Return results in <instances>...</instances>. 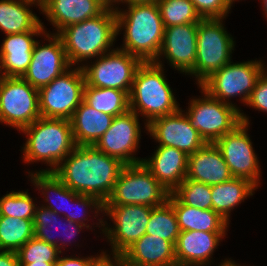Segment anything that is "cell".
I'll list each match as a JSON object with an SVG mask.
<instances>
[{"label":"cell","mask_w":267,"mask_h":266,"mask_svg":"<svg viewBox=\"0 0 267 266\" xmlns=\"http://www.w3.org/2000/svg\"><path fill=\"white\" fill-rule=\"evenodd\" d=\"M33 237V220L0 216V251L17 252Z\"/></svg>","instance_id":"32"},{"label":"cell","mask_w":267,"mask_h":266,"mask_svg":"<svg viewBox=\"0 0 267 266\" xmlns=\"http://www.w3.org/2000/svg\"><path fill=\"white\" fill-rule=\"evenodd\" d=\"M32 2H36L40 7H42V5L47 1V0H29Z\"/></svg>","instance_id":"49"},{"label":"cell","mask_w":267,"mask_h":266,"mask_svg":"<svg viewBox=\"0 0 267 266\" xmlns=\"http://www.w3.org/2000/svg\"><path fill=\"white\" fill-rule=\"evenodd\" d=\"M153 207L145 205H104V215L112 220L113 226H109L105 218L98 219V226L109 245L110 255L105 258L118 259L132 244L146 234Z\"/></svg>","instance_id":"7"},{"label":"cell","mask_w":267,"mask_h":266,"mask_svg":"<svg viewBox=\"0 0 267 266\" xmlns=\"http://www.w3.org/2000/svg\"><path fill=\"white\" fill-rule=\"evenodd\" d=\"M118 260L123 266H177L175 245L150 234H144Z\"/></svg>","instance_id":"22"},{"label":"cell","mask_w":267,"mask_h":266,"mask_svg":"<svg viewBox=\"0 0 267 266\" xmlns=\"http://www.w3.org/2000/svg\"><path fill=\"white\" fill-rule=\"evenodd\" d=\"M57 35L63 43L69 64L82 68L89 59L115 49L116 12L105 8L98 16L67 26Z\"/></svg>","instance_id":"3"},{"label":"cell","mask_w":267,"mask_h":266,"mask_svg":"<svg viewBox=\"0 0 267 266\" xmlns=\"http://www.w3.org/2000/svg\"><path fill=\"white\" fill-rule=\"evenodd\" d=\"M142 62L139 57L117 47L82 66L85 85L118 89L130 95L135 73Z\"/></svg>","instance_id":"11"},{"label":"cell","mask_w":267,"mask_h":266,"mask_svg":"<svg viewBox=\"0 0 267 266\" xmlns=\"http://www.w3.org/2000/svg\"><path fill=\"white\" fill-rule=\"evenodd\" d=\"M263 3V4H262ZM261 5L263 6L262 11H264V15L267 18V0H262Z\"/></svg>","instance_id":"48"},{"label":"cell","mask_w":267,"mask_h":266,"mask_svg":"<svg viewBox=\"0 0 267 266\" xmlns=\"http://www.w3.org/2000/svg\"><path fill=\"white\" fill-rule=\"evenodd\" d=\"M153 153L148 159H142V164L169 193H172L186 178L188 155L169 146H157Z\"/></svg>","instance_id":"21"},{"label":"cell","mask_w":267,"mask_h":266,"mask_svg":"<svg viewBox=\"0 0 267 266\" xmlns=\"http://www.w3.org/2000/svg\"><path fill=\"white\" fill-rule=\"evenodd\" d=\"M246 105L267 113V70L258 78Z\"/></svg>","instance_id":"40"},{"label":"cell","mask_w":267,"mask_h":266,"mask_svg":"<svg viewBox=\"0 0 267 266\" xmlns=\"http://www.w3.org/2000/svg\"><path fill=\"white\" fill-rule=\"evenodd\" d=\"M16 253L19 263L57 262L62 254L57 246L35 237L28 240Z\"/></svg>","instance_id":"37"},{"label":"cell","mask_w":267,"mask_h":266,"mask_svg":"<svg viewBox=\"0 0 267 266\" xmlns=\"http://www.w3.org/2000/svg\"><path fill=\"white\" fill-rule=\"evenodd\" d=\"M225 259L224 261L222 260V262H220V264L218 266H241L239 263H236L235 260L233 259ZM243 266V265H242Z\"/></svg>","instance_id":"47"},{"label":"cell","mask_w":267,"mask_h":266,"mask_svg":"<svg viewBox=\"0 0 267 266\" xmlns=\"http://www.w3.org/2000/svg\"><path fill=\"white\" fill-rule=\"evenodd\" d=\"M164 70L163 66L148 61L142 62L135 73L129 95V110L144 118L146 131L153 119L173 114L180 109Z\"/></svg>","instance_id":"5"},{"label":"cell","mask_w":267,"mask_h":266,"mask_svg":"<svg viewBox=\"0 0 267 266\" xmlns=\"http://www.w3.org/2000/svg\"><path fill=\"white\" fill-rule=\"evenodd\" d=\"M197 30L198 23L165 27L161 49L154 62L164 66L161 59L165 58L168 65L187 75L195 66Z\"/></svg>","instance_id":"18"},{"label":"cell","mask_w":267,"mask_h":266,"mask_svg":"<svg viewBox=\"0 0 267 266\" xmlns=\"http://www.w3.org/2000/svg\"><path fill=\"white\" fill-rule=\"evenodd\" d=\"M104 9L99 0H47L40 12L58 34L67 26L98 16Z\"/></svg>","instance_id":"24"},{"label":"cell","mask_w":267,"mask_h":266,"mask_svg":"<svg viewBox=\"0 0 267 266\" xmlns=\"http://www.w3.org/2000/svg\"><path fill=\"white\" fill-rule=\"evenodd\" d=\"M98 266H123L118 259L105 258Z\"/></svg>","instance_id":"44"},{"label":"cell","mask_w":267,"mask_h":266,"mask_svg":"<svg viewBox=\"0 0 267 266\" xmlns=\"http://www.w3.org/2000/svg\"><path fill=\"white\" fill-rule=\"evenodd\" d=\"M27 174L35 188L41 192V195H44L43 202L46 204L41 206L68 219V206L69 202H72V190L53 172H38L36 170L34 172L29 171ZM50 194L55 198H52Z\"/></svg>","instance_id":"30"},{"label":"cell","mask_w":267,"mask_h":266,"mask_svg":"<svg viewBox=\"0 0 267 266\" xmlns=\"http://www.w3.org/2000/svg\"><path fill=\"white\" fill-rule=\"evenodd\" d=\"M226 235L196 230L180 232L175 245L177 266H211L212 255Z\"/></svg>","instance_id":"20"},{"label":"cell","mask_w":267,"mask_h":266,"mask_svg":"<svg viewBox=\"0 0 267 266\" xmlns=\"http://www.w3.org/2000/svg\"><path fill=\"white\" fill-rule=\"evenodd\" d=\"M55 226L65 227V229L61 228L62 229L61 232L63 236H66L65 239L67 240L63 239L64 240L63 241L60 238L56 239L55 237H53L54 233H52V231L53 230L55 231L58 228V227L56 228ZM33 227H34L35 238L57 246L58 250L61 253H63L62 252L63 249H64L63 251H65L67 246L72 243L71 238L76 237L77 234L81 233L80 232L81 229L83 230L84 228L88 229V227L82 224L76 223V222H72L63 216L61 217L55 211L45 208L43 206L36 207V211H35L34 219H33Z\"/></svg>","instance_id":"26"},{"label":"cell","mask_w":267,"mask_h":266,"mask_svg":"<svg viewBox=\"0 0 267 266\" xmlns=\"http://www.w3.org/2000/svg\"><path fill=\"white\" fill-rule=\"evenodd\" d=\"M100 3L106 8V9H112V10H116L119 9V4L122 3V5H124V0H99ZM118 5L117 7L115 5Z\"/></svg>","instance_id":"43"},{"label":"cell","mask_w":267,"mask_h":266,"mask_svg":"<svg viewBox=\"0 0 267 266\" xmlns=\"http://www.w3.org/2000/svg\"><path fill=\"white\" fill-rule=\"evenodd\" d=\"M159 0H124L125 6L132 5V4H142V3H153L158 2Z\"/></svg>","instance_id":"45"},{"label":"cell","mask_w":267,"mask_h":266,"mask_svg":"<svg viewBox=\"0 0 267 266\" xmlns=\"http://www.w3.org/2000/svg\"><path fill=\"white\" fill-rule=\"evenodd\" d=\"M28 191H7L0 198V216L33 220L38 204H35Z\"/></svg>","instance_id":"35"},{"label":"cell","mask_w":267,"mask_h":266,"mask_svg":"<svg viewBox=\"0 0 267 266\" xmlns=\"http://www.w3.org/2000/svg\"><path fill=\"white\" fill-rule=\"evenodd\" d=\"M41 7L29 0H0V30L9 34L32 31L42 20L33 13L31 7Z\"/></svg>","instance_id":"29"},{"label":"cell","mask_w":267,"mask_h":266,"mask_svg":"<svg viewBox=\"0 0 267 266\" xmlns=\"http://www.w3.org/2000/svg\"><path fill=\"white\" fill-rule=\"evenodd\" d=\"M184 112V113H183ZM147 133L158 146H169L183 151L188 156L206 142L201 138L182 108L177 112L157 117L147 125Z\"/></svg>","instance_id":"17"},{"label":"cell","mask_w":267,"mask_h":266,"mask_svg":"<svg viewBox=\"0 0 267 266\" xmlns=\"http://www.w3.org/2000/svg\"><path fill=\"white\" fill-rule=\"evenodd\" d=\"M157 5L164 28L198 23L202 19L190 0H159Z\"/></svg>","instance_id":"34"},{"label":"cell","mask_w":267,"mask_h":266,"mask_svg":"<svg viewBox=\"0 0 267 266\" xmlns=\"http://www.w3.org/2000/svg\"><path fill=\"white\" fill-rule=\"evenodd\" d=\"M141 128L139 116L131 110L115 116L109 129L93 145L97 150L118 158L125 165L141 163L136 157L140 148Z\"/></svg>","instance_id":"15"},{"label":"cell","mask_w":267,"mask_h":266,"mask_svg":"<svg viewBox=\"0 0 267 266\" xmlns=\"http://www.w3.org/2000/svg\"><path fill=\"white\" fill-rule=\"evenodd\" d=\"M57 262H43V263H20V266H56Z\"/></svg>","instance_id":"46"},{"label":"cell","mask_w":267,"mask_h":266,"mask_svg":"<svg viewBox=\"0 0 267 266\" xmlns=\"http://www.w3.org/2000/svg\"><path fill=\"white\" fill-rule=\"evenodd\" d=\"M83 101L95 110L118 116L129 110V95L113 88H97L85 85Z\"/></svg>","instance_id":"31"},{"label":"cell","mask_w":267,"mask_h":266,"mask_svg":"<svg viewBox=\"0 0 267 266\" xmlns=\"http://www.w3.org/2000/svg\"><path fill=\"white\" fill-rule=\"evenodd\" d=\"M223 20L208 18L198 22L195 66L187 74L196 78L197 86L232 60L235 41Z\"/></svg>","instance_id":"6"},{"label":"cell","mask_w":267,"mask_h":266,"mask_svg":"<svg viewBox=\"0 0 267 266\" xmlns=\"http://www.w3.org/2000/svg\"><path fill=\"white\" fill-rule=\"evenodd\" d=\"M200 90L202 98L193 97L185 113L201 138L206 143H215L242 123L241 112L234 106L212 98L201 88Z\"/></svg>","instance_id":"10"},{"label":"cell","mask_w":267,"mask_h":266,"mask_svg":"<svg viewBox=\"0 0 267 266\" xmlns=\"http://www.w3.org/2000/svg\"><path fill=\"white\" fill-rule=\"evenodd\" d=\"M124 165L94 146H76L53 173L72 191L105 203Z\"/></svg>","instance_id":"1"},{"label":"cell","mask_w":267,"mask_h":266,"mask_svg":"<svg viewBox=\"0 0 267 266\" xmlns=\"http://www.w3.org/2000/svg\"><path fill=\"white\" fill-rule=\"evenodd\" d=\"M113 118L82 101L70 119L76 146H93L109 129Z\"/></svg>","instance_id":"25"},{"label":"cell","mask_w":267,"mask_h":266,"mask_svg":"<svg viewBox=\"0 0 267 266\" xmlns=\"http://www.w3.org/2000/svg\"><path fill=\"white\" fill-rule=\"evenodd\" d=\"M258 187L245 178L233 177L231 180L212 185V209L230 223L231 212L244 202L247 197L253 196Z\"/></svg>","instance_id":"28"},{"label":"cell","mask_w":267,"mask_h":266,"mask_svg":"<svg viewBox=\"0 0 267 266\" xmlns=\"http://www.w3.org/2000/svg\"><path fill=\"white\" fill-rule=\"evenodd\" d=\"M107 252L104 250L97 255H89L86 257L79 256H63L59 255L56 266H98L104 259Z\"/></svg>","instance_id":"41"},{"label":"cell","mask_w":267,"mask_h":266,"mask_svg":"<svg viewBox=\"0 0 267 266\" xmlns=\"http://www.w3.org/2000/svg\"><path fill=\"white\" fill-rule=\"evenodd\" d=\"M169 192L141 163L124 165L104 205H163Z\"/></svg>","instance_id":"9"},{"label":"cell","mask_w":267,"mask_h":266,"mask_svg":"<svg viewBox=\"0 0 267 266\" xmlns=\"http://www.w3.org/2000/svg\"><path fill=\"white\" fill-rule=\"evenodd\" d=\"M71 204L74 205L75 208L77 207V211H79V212H77V211L74 212L73 210H72L73 212H70L71 210H69L68 211V220L82 224V225L88 227V230L89 229L93 230L91 223L87 224L90 221V220H88V215L90 217L89 212L95 213L94 217H93L95 219L97 217L99 218L100 213H102V215L104 214V203L101 202L98 198H96L94 196L78 194V193L72 191V202H69V205H71ZM88 209H89V211H88ZM92 210H94V211H92Z\"/></svg>","instance_id":"38"},{"label":"cell","mask_w":267,"mask_h":266,"mask_svg":"<svg viewBox=\"0 0 267 266\" xmlns=\"http://www.w3.org/2000/svg\"><path fill=\"white\" fill-rule=\"evenodd\" d=\"M233 178L226 161L214 143H205L188 156V170L185 179L210 186Z\"/></svg>","instance_id":"23"},{"label":"cell","mask_w":267,"mask_h":266,"mask_svg":"<svg viewBox=\"0 0 267 266\" xmlns=\"http://www.w3.org/2000/svg\"><path fill=\"white\" fill-rule=\"evenodd\" d=\"M0 266H20L16 252L0 251Z\"/></svg>","instance_id":"42"},{"label":"cell","mask_w":267,"mask_h":266,"mask_svg":"<svg viewBox=\"0 0 267 266\" xmlns=\"http://www.w3.org/2000/svg\"><path fill=\"white\" fill-rule=\"evenodd\" d=\"M84 87L82 68L71 66L51 83L38 89L40 115L70 120L83 101Z\"/></svg>","instance_id":"13"},{"label":"cell","mask_w":267,"mask_h":266,"mask_svg":"<svg viewBox=\"0 0 267 266\" xmlns=\"http://www.w3.org/2000/svg\"><path fill=\"white\" fill-rule=\"evenodd\" d=\"M202 19L223 18L225 19L231 10L227 0H190Z\"/></svg>","instance_id":"39"},{"label":"cell","mask_w":267,"mask_h":266,"mask_svg":"<svg viewBox=\"0 0 267 266\" xmlns=\"http://www.w3.org/2000/svg\"><path fill=\"white\" fill-rule=\"evenodd\" d=\"M116 9L117 36L123 33L120 50L139 57L143 62L155 61L164 36V25L157 2L132 4Z\"/></svg>","instance_id":"2"},{"label":"cell","mask_w":267,"mask_h":266,"mask_svg":"<svg viewBox=\"0 0 267 266\" xmlns=\"http://www.w3.org/2000/svg\"><path fill=\"white\" fill-rule=\"evenodd\" d=\"M172 194L182 203L203 210L212 209L211 186L185 179Z\"/></svg>","instance_id":"36"},{"label":"cell","mask_w":267,"mask_h":266,"mask_svg":"<svg viewBox=\"0 0 267 266\" xmlns=\"http://www.w3.org/2000/svg\"><path fill=\"white\" fill-rule=\"evenodd\" d=\"M48 32L46 31L42 37L49 43L41 44L40 40L36 42L31 62L22 76L37 89L48 85L71 67L60 37L54 32Z\"/></svg>","instance_id":"16"},{"label":"cell","mask_w":267,"mask_h":266,"mask_svg":"<svg viewBox=\"0 0 267 266\" xmlns=\"http://www.w3.org/2000/svg\"><path fill=\"white\" fill-rule=\"evenodd\" d=\"M174 208L180 232H228L229 222L213 209L203 210L182 204L172 193L167 200Z\"/></svg>","instance_id":"27"},{"label":"cell","mask_w":267,"mask_h":266,"mask_svg":"<svg viewBox=\"0 0 267 266\" xmlns=\"http://www.w3.org/2000/svg\"><path fill=\"white\" fill-rule=\"evenodd\" d=\"M146 234L155 235L176 245L180 229L174 208L168 201L152 208Z\"/></svg>","instance_id":"33"},{"label":"cell","mask_w":267,"mask_h":266,"mask_svg":"<svg viewBox=\"0 0 267 266\" xmlns=\"http://www.w3.org/2000/svg\"><path fill=\"white\" fill-rule=\"evenodd\" d=\"M262 60L245 62H229L221 69L212 73L198 87L209 96L243 111L231 98L238 96L240 102L246 105L258 78L263 74L265 67Z\"/></svg>","instance_id":"8"},{"label":"cell","mask_w":267,"mask_h":266,"mask_svg":"<svg viewBox=\"0 0 267 266\" xmlns=\"http://www.w3.org/2000/svg\"><path fill=\"white\" fill-rule=\"evenodd\" d=\"M21 132L27 139L21 149L24 163L39 161L50 166L38 172H53L76 147L68 119L41 116Z\"/></svg>","instance_id":"4"},{"label":"cell","mask_w":267,"mask_h":266,"mask_svg":"<svg viewBox=\"0 0 267 266\" xmlns=\"http://www.w3.org/2000/svg\"><path fill=\"white\" fill-rule=\"evenodd\" d=\"M241 121L232 132L226 133L214 144L220 150L233 177L245 178L259 187L262 172L248 134L249 117L243 112Z\"/></svg>","instance_id":"14"},{"label":"cell","mask_w":267,"mask_h":266,"mask_svg":"<svg viewBox=\"0 0 267 266\" xmlns=\"http://www.w3.org/2000/svg\"><path fill=\"white\" fill-rule=\"evenodd\" d=\"M40 117L38 89L22 77L0 76V123L21 131Z\"/></svg>","instance_id":"12"},{"label":"cell","mask_w":267,"mask_h":266,"mask_svg":"<svg viewBox=\"0 0 267 266\" xmlns=\"http://www.w3.org/2000/svg\"><path fill=\"white\" fill-rule=\"evenodd\" d=\"M41 21L32 31L5 35L0 48V76L22 77L31 62L38 36L45 34Z\"/></svg>","instance_id":"19"}]
</instances>
